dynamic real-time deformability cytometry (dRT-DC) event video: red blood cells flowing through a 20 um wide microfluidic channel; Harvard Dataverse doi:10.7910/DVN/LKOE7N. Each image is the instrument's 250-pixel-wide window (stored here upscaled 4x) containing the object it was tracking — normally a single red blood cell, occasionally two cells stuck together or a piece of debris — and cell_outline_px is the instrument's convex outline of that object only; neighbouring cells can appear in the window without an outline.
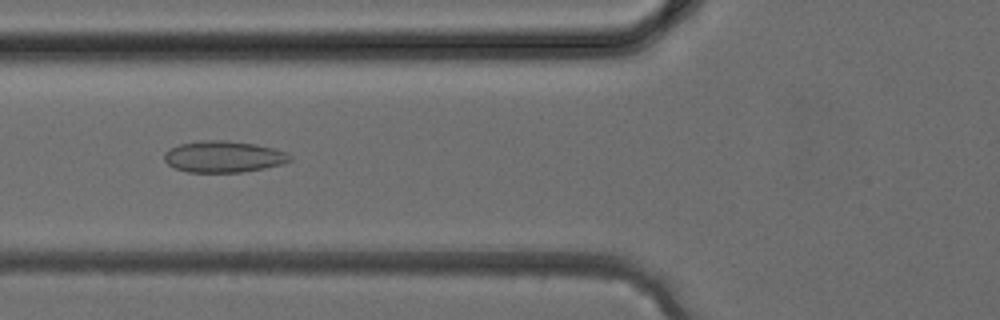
{"species": "common noctule bat (a hibernating species)", "species_latin": "Nyctalus noctula", "temperature_condition": "cold", "stored_images_in_passage": 37, "camera_frame_rate_fps": 3000, "um_per_image_px": 0.085, "animal": {"sex": "female", "body_mass_g": 24.6, "forearm_length_mm": 56.2}, "frame": {"image": 1, "passage_image": 14, "time_ms": 4.333, "image_size_px": [1000, 320], "cell_outline_px": [[292, 160], [280, 164], [264, 168], [240, 172], [188, 172], [176, 168], [168, 164], [164, 160], [164, 152], [168, 148], [180, 144], [200, 140], [228, 140], [256, 144], [288, 152], [292, 156]], "centroid_in_image_um": [18.99, 13.3], "position_along_channel_um": 106.8, "area_um2": 23.12}}
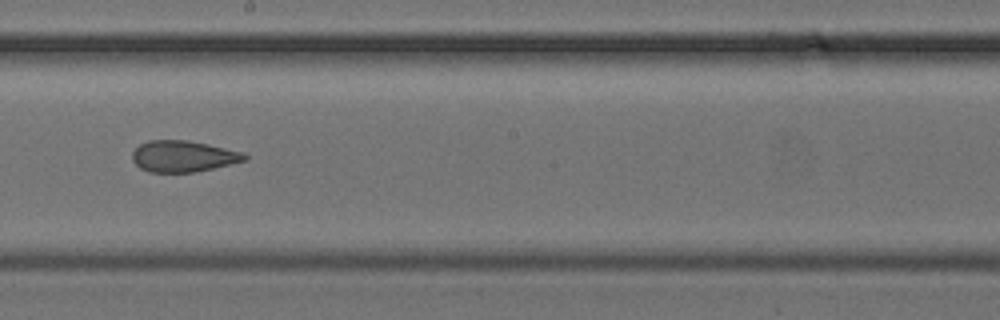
{"frame": {"image": 2, "passage_image": 21, "time_ms": 6.667, "image_size_px": [1000, 320], "cell_outline_px": [[248, 160], [212, 168], [192, 172], [148, 172], [140, 168], [132, 160], [132, 152], [140, 144], [148, 140], [188, 140], [208, 144], [244, 152], [248, 156]], "centroid_in_image_um": [15.57, 13.28], "position_along_channel_um": 232.6, "area_um2": 20.52}}
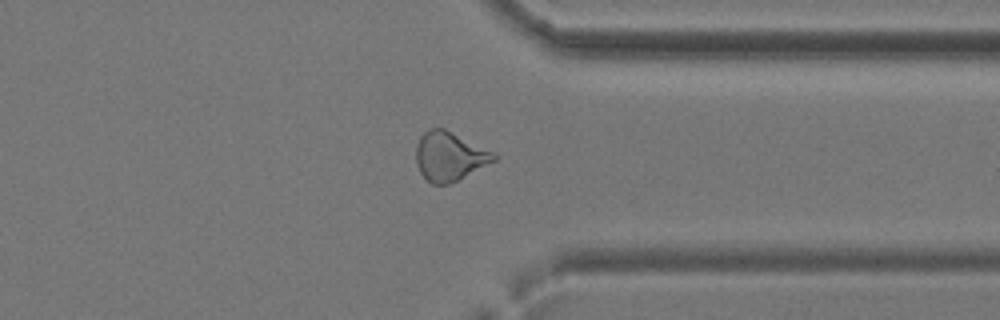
{"frame": {"image": 3, "passage_image": 29, "time_ms": 9.333, "image_size_px": [1000, 320], "cell_outline_px": [[500, 156], [496, 160], [448, 184], [432, 184], [420, 172], [416, 164], [416, 144], [420, 136], [428, 128], [444, 128]], "centroid_in_image_um": [38.17, 13.27], "position_along_channel_um": 373.2, "area_um2": 21.85}}